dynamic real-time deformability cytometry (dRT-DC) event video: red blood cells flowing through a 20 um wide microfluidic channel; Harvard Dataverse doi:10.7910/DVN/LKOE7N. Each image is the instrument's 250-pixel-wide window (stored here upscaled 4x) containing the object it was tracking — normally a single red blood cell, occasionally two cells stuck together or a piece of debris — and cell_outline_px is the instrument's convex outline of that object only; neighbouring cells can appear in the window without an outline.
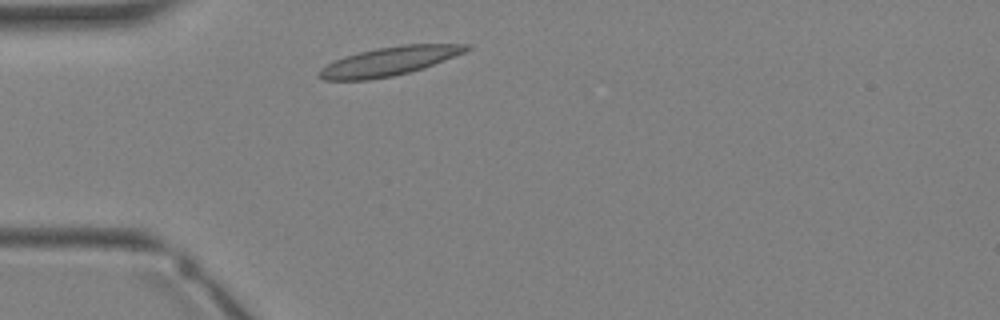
{"species": "Egyptian fruit bat (a non-hibernating species)", "species_latin": "Rousettus aegyptiacus", "temperature_condition": "warm", "stored_images_in_passage": 4, "camera_frame_rate_fps": 3000, "um_per_image_px": 0.085, "animal": {"sex": "female"}, "frame": {"image": 1, "passage_image": 4, "time_ms": 3.333, "image_size_px": [1000, 320], "cell_outline_px": [[472, 48], [464, 52], [424, 68], [392, 76], [368, 80], [324, 80], [320, 76], [320, 72], [328, 64], [344, 56], [376, 48], [404, 44], [472, 44]], "centroid_in_image_um": [33.14, 5.19], "position_along_channel_um": 51.9, "area_um2": 24.28}}